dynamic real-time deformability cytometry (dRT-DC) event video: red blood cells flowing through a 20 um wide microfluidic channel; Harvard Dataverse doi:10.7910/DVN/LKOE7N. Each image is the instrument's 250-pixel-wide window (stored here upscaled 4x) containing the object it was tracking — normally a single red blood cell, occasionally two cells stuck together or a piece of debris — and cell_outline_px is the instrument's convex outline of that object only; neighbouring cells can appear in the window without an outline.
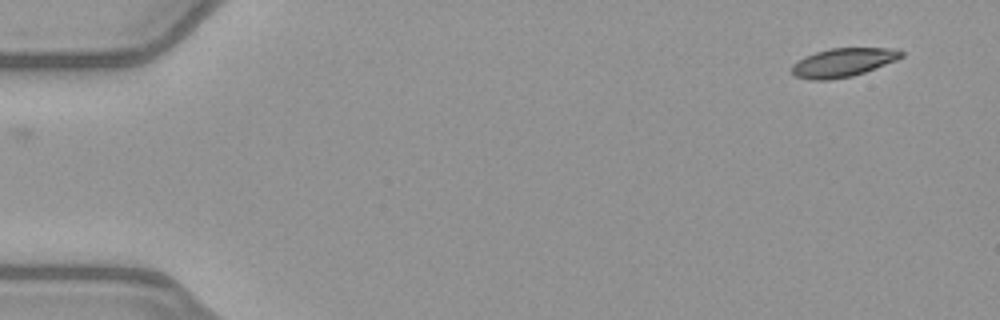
{"species": "common noctule bat (a hibernating species)", "species_latin": "Nyctalus noctula", "temperature_condition": "warm", "stored_images_in_passage": 49, "camera_frame_rate_fps": 3000, "um_per_image_px": 0.085, "animal": {"sex": "female", "body_mass_g": 21.9}, "frame": {"image": 1, "passage_image": 1, "time_ms": 0.0, "image_size_px": [1000, 320], "cell_outline_px": [[904, 56], [896, 60], [864, 72], [852, 76], [828, 80], [812, 80], [796, 76], [792, 72], [792, 64], [804, 56], [816, 52], [832, 48], [888, 48], [904, 52]], "centroid_in_image_um": [71.64, 5.31], "position_along_channel_um": 13.4, "area_um2": 18.09}}
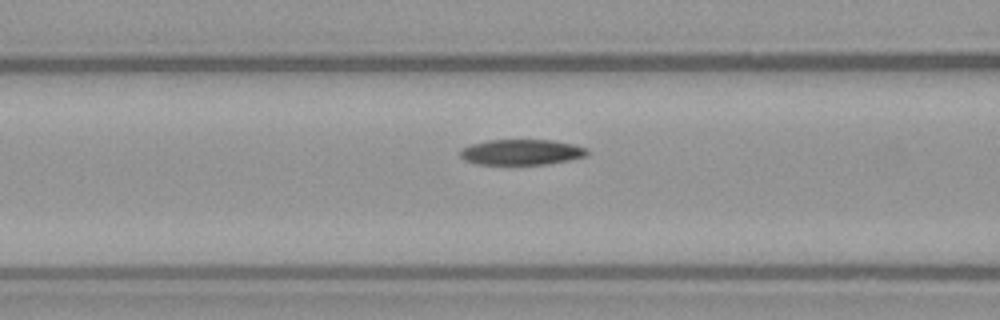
{"frame": {"image": 2, "passage_image": 19, "time_ms": 6.0, "image_size_px": [1000, 320], "cell_outline_px": [[588, 152], [584, 156], [568, 160], [548, 164], [476, 164], [464, 160], [460, 156], [460, 152], [464, 148], [472, 144], [488, 140], [552, 140], [572, 144], [588, 148]], "centroid_in_image_um": [44.32, 12.93], "position_along_channel_um": 122.3, "area_um2": 18.73}}
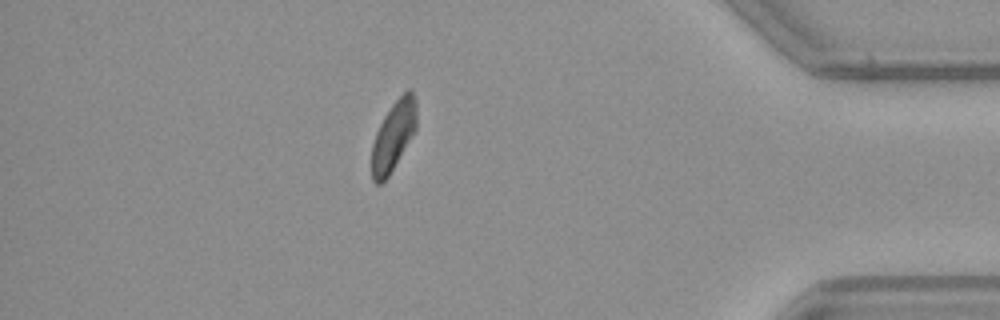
{"frame": {"image": 3, "passage_image": 43, "time_ms": 14.0, "image_size_px": [1000, 320], "cell_outline_px": [[416, 128], [388, 176], [380, 184], [376, 184], [372, 180], [372, 144], [376, 132], [384, 116], [392, 104], [408, 88], [412, 92], [416, 100]], "centroid_in_image_um": [33.43, 11.53], "position_along_channel_um": 401.8, "area_um2": 17.74}, "authors_computed_cell_mechanics": {"area_um2": 19.3052, "velocity_mm_per_s": 4.0031, "shape_relaxation_time_tau1_ms": 4.2335, "shape_relaxation_time_tau2_ms": 6.2283, "deformation_change_tau1": 0.1424, "deformation_change_tau2": 0.1362}}